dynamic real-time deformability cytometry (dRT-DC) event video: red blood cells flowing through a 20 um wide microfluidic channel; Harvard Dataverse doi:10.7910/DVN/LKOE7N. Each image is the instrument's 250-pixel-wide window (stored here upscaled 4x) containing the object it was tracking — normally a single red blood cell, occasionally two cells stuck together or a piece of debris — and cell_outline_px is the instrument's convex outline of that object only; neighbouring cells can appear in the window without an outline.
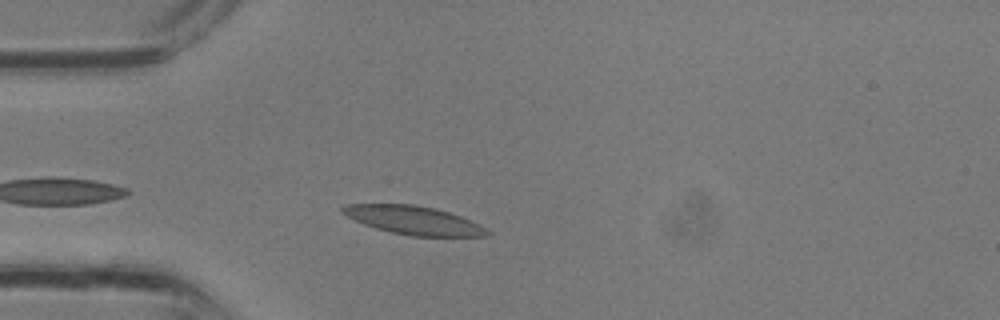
{"species": "common noctule bat (a hibernating species)", "species_latin": "Nyctalus noctula", "temperature_condition": "room temperature", "stored_images_in_passage": 22, "camera_frame_rate_fps": 3000, "um_per_image_px": 0.085, "animal": {"sex": "male", "body_mass_g": 13.3}, "frame": {"image": 1, "passage_image": 2, "time_ms": 0.333, "image_size_px": [1000, 320], "cell_outline_px": [[492, 232], [488, 236], [412, 236], [392, 232], [376, 228], [364, 224], [340, 212], [340, 208], [344, 204], [416, 204], [436, 208], [460, 216], [480, 224], [488, 228]], "centroid_in_image_um": [35.19, 18.71], "position_along_channel_um": 49.8, "area_um2": 24.04}}
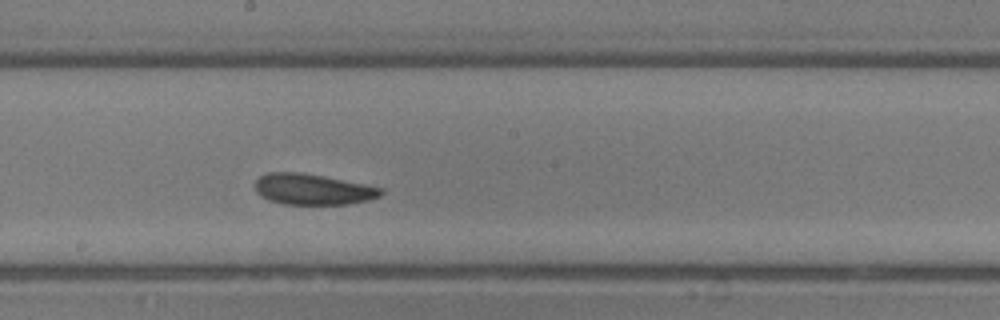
{"frame": {"image": 2, "passage_image": 11, "time_ms": 3.333, "image_size_px": [1000, 320], "cell_outline_px": [[384, 192], [380, 196], [368, 200], [348, 204], [284, 204], [268, 200], [260, 196], [256, 192], [256, 180], [260, 176], [268, 172], [300, 172], [324, 176], [384, 188]], "centroid_in_image_um": [26.58, 16.09], "position_along_channel_um": 221.6, "area_um2": 22.66}}
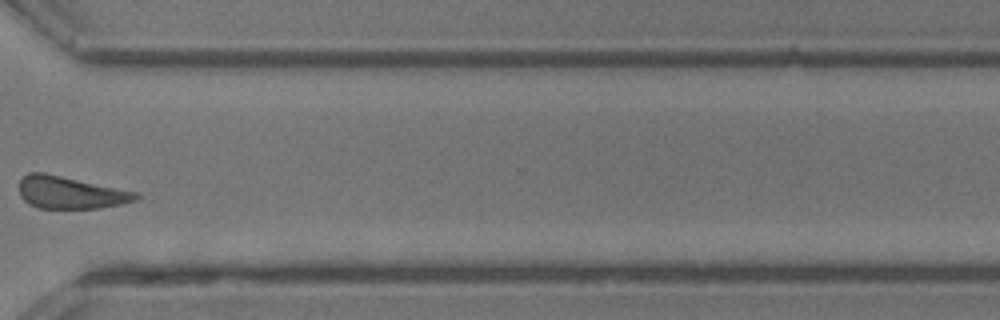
{"frame": {"image": 3, "passage_image": 18, "time_ms": 5.667, "image_size_px": [1000, 320], "cell_outline_px": [[140, 196], [136, 200], [120, 204], [100, 208], [36, 208], [28, 204], [20, 196], [20, 180], [28, 172], [44, 172], [136, 192]], "centroid_in_image_um": [5.94, 16.37], "position_along_channel_um": 364.7, "area_um2": 21.85}}